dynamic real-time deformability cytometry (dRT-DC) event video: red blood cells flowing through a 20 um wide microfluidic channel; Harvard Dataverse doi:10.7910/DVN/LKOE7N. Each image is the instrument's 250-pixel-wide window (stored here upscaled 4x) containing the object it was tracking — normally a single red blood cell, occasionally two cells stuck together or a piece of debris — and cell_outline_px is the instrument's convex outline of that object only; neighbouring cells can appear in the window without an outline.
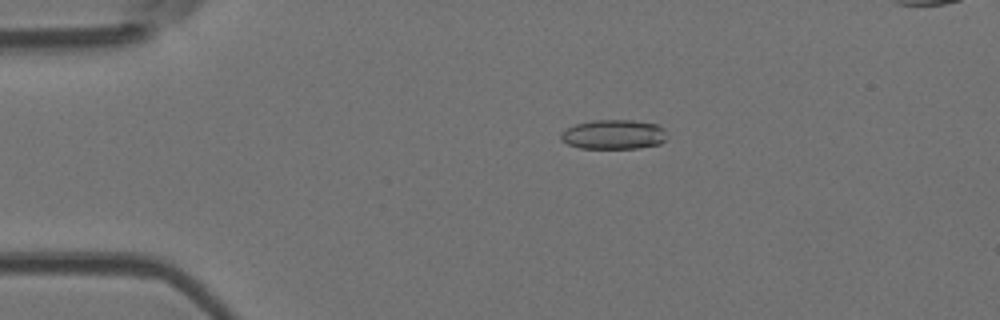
{"species": "Egyptian fruit bat (a non-hibernating species)", "species_latin": "Rousettus aegyptiacus", "temperature_condition": "room temperature", "stored_images_in_passage": 52, "camera_frame_rate_fps": 3000, "um_per_image_px": 0.085, "animal": {"sex": "female"}, "frame": {"image": 1, "passage_image": 11, "time_ms": 3.333, "image_size_px": [1000, 320], "cell_outline_px": [[664, 140], [660, 144], [640, 148], [580, 148], [568, 144], [560, 140], [560, 132], [576, 124], [596, 120], [632, 120], [656, 124], [664, 128]], "centroid_in_image_um": [52.13, 11.43], "position_along_channel_um": 32.9, "area_um2": 18.15}}
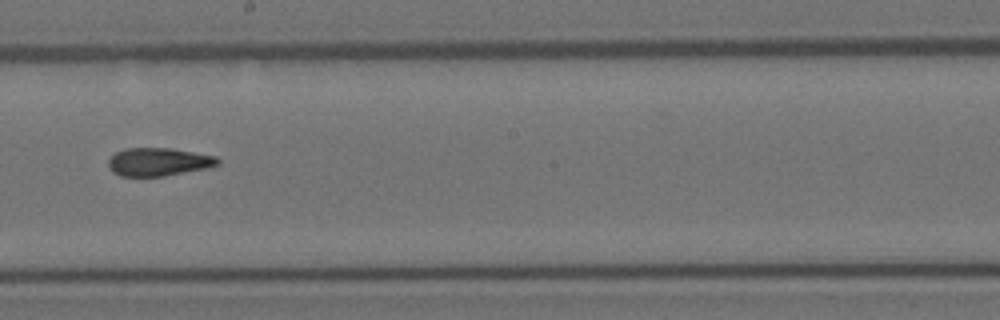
{"frame": {"image": 2, "passage_image": 30, "time_ms": 9.667, "image_size_px": [1000, 320], "cell_outline_px": [[220, 164], [208, 168], [164, 176], [120, 176], [112, 172], [108, 168], [108, 160], [116, 152], [124, 148], [168, 148], [216, 156], [220, 160]], "centroid_in_image_um": [13.46, 13.76], "position_along_channel_um": 234.7, "area_um2": 17.98}}
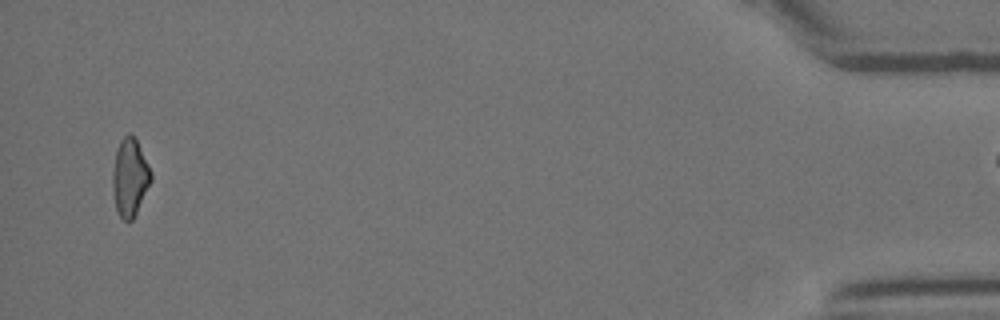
{"frame": {"image": 3, "passage_image": 51, "time_ms": 16.667, "image_size_px": [1000, 320], "cell_outline_px": [[152, 180], [132, 220], [124, 220], [120, 216], [116, 208], [112, 188], [112, 172], [116, 148], [120, 140], [128, 132], [136, 140], [152, 172]], "centroid_in_image_um": [11.02, 15.05], "position_along_channel_um": 424.2, "area_um2": 17.22}}